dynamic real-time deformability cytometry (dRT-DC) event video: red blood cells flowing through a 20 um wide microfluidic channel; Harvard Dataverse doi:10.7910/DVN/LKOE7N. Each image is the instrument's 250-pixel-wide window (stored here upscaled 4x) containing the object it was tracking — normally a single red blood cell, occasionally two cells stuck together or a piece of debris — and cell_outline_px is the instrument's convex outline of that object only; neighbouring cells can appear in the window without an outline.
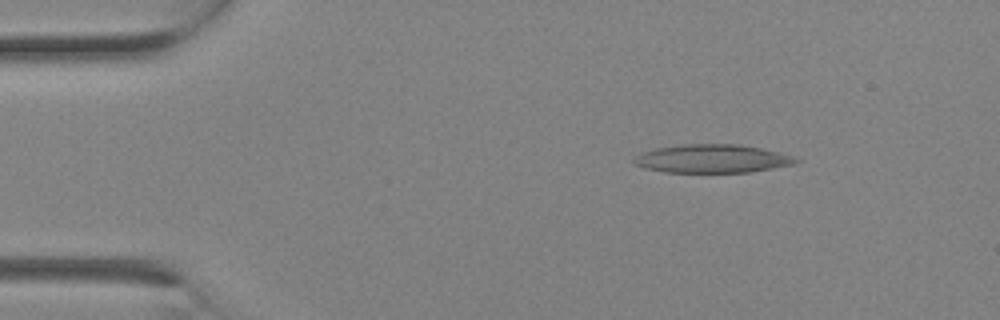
{"species": "Egyptian fruit bat (a non-hibernating species)", "species_latin": "Rousettus aegyptiacus", "temperature_condition": "room temperature", "stored_images_in_passage": 3, "camera_frame_rate_fps": 3000, "um_per_image_px": 0.085, "animal": {"sex": "female"}, "frame": {"image": 1, "passage_image": 1, "time_ms": 0.0, "image_size_px": [1000, 320], "cell_outline_px": [[800, 160], [796, 164], [752, 172], [664, 172], [644, 168], [636, 164], [632, 160], [640, 152], [656, 148], [684, 144], [740, 144], [760, 148], [792, 156]], "centroid_in_image_um": [60.53, 13.49], "position_along_channel_um": 24.5, "area_um2": 26.76}}